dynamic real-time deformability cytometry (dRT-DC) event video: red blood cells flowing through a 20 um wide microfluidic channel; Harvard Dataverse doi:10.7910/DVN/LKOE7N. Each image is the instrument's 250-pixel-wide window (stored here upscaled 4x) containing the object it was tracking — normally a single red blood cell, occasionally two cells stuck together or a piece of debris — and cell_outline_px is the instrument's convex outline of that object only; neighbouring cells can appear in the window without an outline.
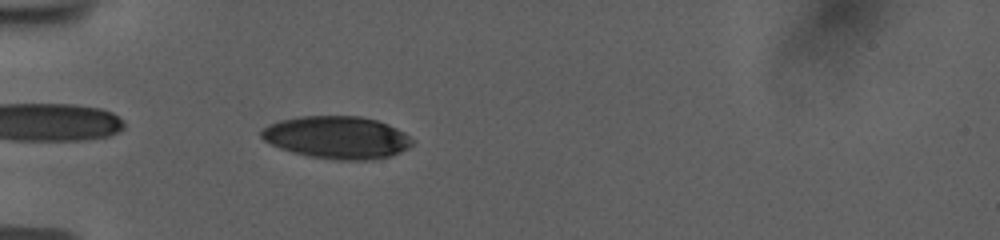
{"species": "human", "species_latin": "Homo sapiens", "temperature_condition": "room temperature", "stored_images_in_passage": 40, "camera_frame_rate_fps": 3000, "um_per_image_px": 0.085, "donor": {"sex": "female"}, "frame": {"image": 1, "passage_image": 3, "time_ms": 0.667, "image_size_px": [1000, 240], "cell_outline_px": [[416, 140], [408, 148], [400, 152], [388, 156], [368, 160], [336, 160], [308, 156], [292, 152], [280, 148], [264, 140], [260, 136], [260, 132], [268, 124], [280, 120], [300, 116], [360, 116], [376, 120], [388, 124], [404, 132]], "centroid_in_image_um": [28.65, 11.68], "position_along_channel_um": 56.3, "area_um2": 37.45}}
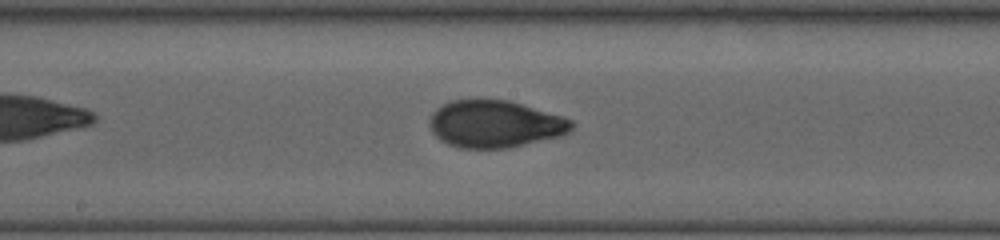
{"frame": {"image": 2, "passage_image": 16, "time_ms": 5.0, "image_size_px": [1000, 240], "cell_outline_px": [[572, 128], [568, 132], [560, 136], [508, 148], [460, 148], [448, 144], [440, 140], [432, 132], [428, 124], [428, 120], [432, 112], [436, 108], [452, 100], [476, 96], [508, 100], [560, 116], [572, 120]], "centroid_in_image_um": [41.98, 10.5], "position_along_channel_um": 206.2, "area_um2": 39.59}}
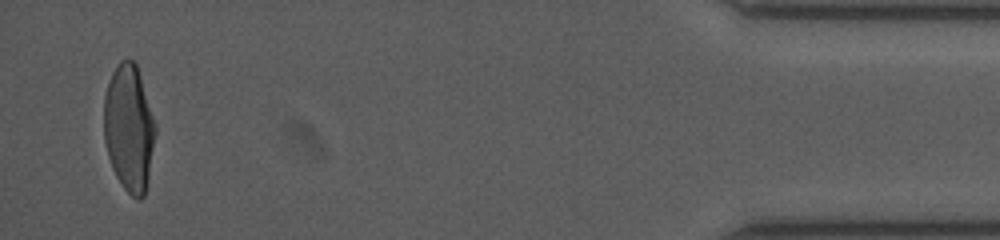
{"frame": {"image": 3, "passage_image": 39, "time_ms": 12.667, "image_size_px": [1000, 240], "cell_outline_px": [[156, 132], [148, 180], [144, 196], [140, 200], [136, 200], [124, 188], [116, 176], [112, 168], [108, 156], [104, 140], [104, 96], [108, 80], [116, 64], [120, 60], [132, 60], [136, 64], [156, 124]], "centroid_in_image_um": [10.96, 10.89], "position_along_channel_um": 424.2, "area_um2": 38.15}, "authors_computed_cell_mechanics": {"area_um2": 38.2925, "velocity_mm_per_s": 3.77, "shape_relaxation_time_tau1_ms": 4.9188, "shape_relaxation_time_tau2_ms": 0.9172, "deformation_change_tau1": 0.1835, "deformation_change_tau2": 0.048}}